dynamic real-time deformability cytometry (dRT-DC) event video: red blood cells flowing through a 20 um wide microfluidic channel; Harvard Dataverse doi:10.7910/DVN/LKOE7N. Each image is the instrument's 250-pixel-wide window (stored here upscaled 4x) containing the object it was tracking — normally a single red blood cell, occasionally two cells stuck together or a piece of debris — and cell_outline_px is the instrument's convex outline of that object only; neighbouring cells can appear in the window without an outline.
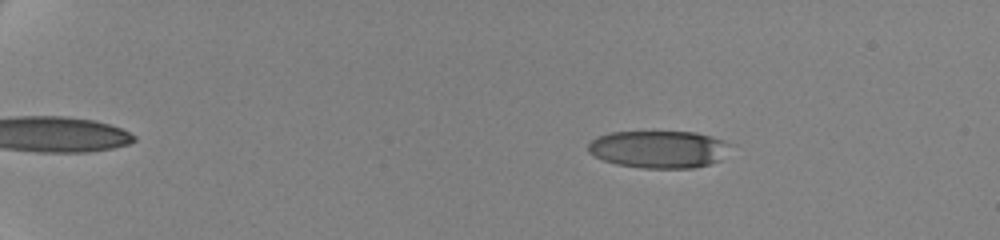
{"species": "human", "species_latin": "Homo sapiens", "temperature_condition": "cold", "stored_images_in_passage": 58, "camera_frame_rate_fps": 3000, "um_per_image_px": 0.085, "donor": {"sex": "female"}, "frame": {"image": 1, "passage_image": 9, "time_ms": 2.667, "image_size_px": [1000, 240], "cell_outline_px": [[736, 144], [720, 160], [708, 164], [692, 168], [640, 168], [616, 164], [604, 160], [588, 152], [588, 144], [596, 136], [608, 132], [696, 132], [712, 136]], "centroid_in_image_um": [56.04, 12.68], "position_along_channel_um": 29.0, "area_um2": 31.39}}
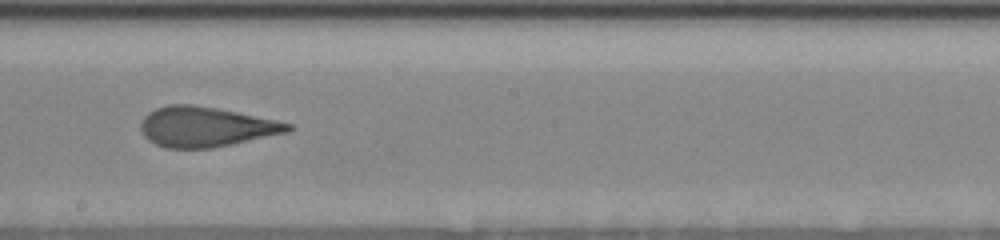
{"frame": {"image": 2, "passage_image": 36, "time_ms": 11.667, "image_size_px": [1000, 240], "cell_outline_px": [[296, 128], [288, 132], [232, 144], [212, 148], [164, 148], [148, 140], [144, 136], [140, 128], [140, 124], [144, 116], [148, 112], [156, 108], [168, 104], [192, 104], [216, 108], [276, 120], [292, 124]], "centroid_in_image_um": [17.47, 10.78], "position_along_channel_um": 230.7, "area_um2": 34.33}}
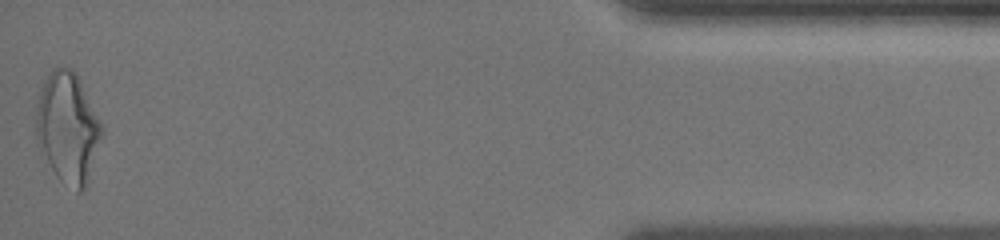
{"frame": {"image": 3, "passage_image": 58, "time_ms": 19.0, "image_size_px": [1000, 240], "cell_outline_px": [[104, 136], [88, 184], [80, 192], [76, 192], [60, 180], [56, 176], [36, 140], [36, 108], [40, 88], [56, 64], [72, 68], [76, 72], [104, 128]], "centroid_in_image_um": [5.79, 10.86], "position_along_channel_um": 429.4, "area_um2": 42.89}, "authors_computed_cell_mechanics": {"area_um2": 34.1309, "velocity_mm_per_s": 3.5226, "shape_relaxation_time_tau1_ms": 4.459, "shape_relaxation_time_tau2_ms": 1.556, "deformation_change_tau1": 0.1801, "deformation_change_tau2": 0.1108}}